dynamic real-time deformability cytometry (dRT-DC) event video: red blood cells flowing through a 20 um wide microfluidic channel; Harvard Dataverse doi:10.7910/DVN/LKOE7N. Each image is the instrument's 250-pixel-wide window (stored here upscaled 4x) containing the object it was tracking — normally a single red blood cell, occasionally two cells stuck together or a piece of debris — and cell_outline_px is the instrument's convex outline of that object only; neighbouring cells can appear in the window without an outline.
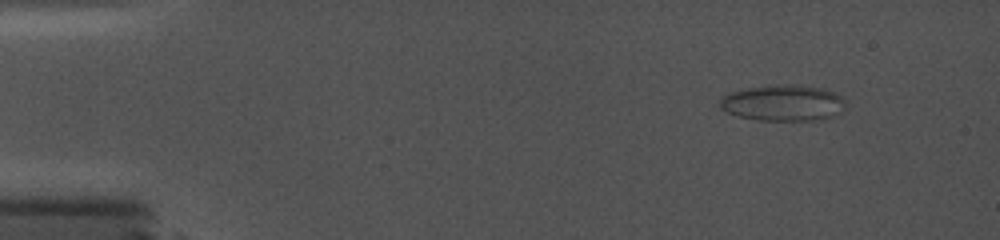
{"species": "common noctule bat (a hibernating species)", "species_latin": "Nyctalus noctula", "temperature_condition": "cold", "stored_images_in_passage": 36, "camera_frame_rate_fps": 5000, "um_per_image_px": 0.085, "animal": {"sex": "female", "body_mass_g": 19.0, "forearm_length_mm": 56.7}, "frame": {"image": 1, "passage_image": 1, "time_ms": 0.0, "image_size_px": [1000, 240], "cell_outline_px": [[844, 104], [840, 112], [832, 116], [812, 120], [756, 120], [740, 116], [728, 112], [720, 108], [720, 100], [724, 96], [732, 92], [748, 88], [776, 84], [796, 84], [820, 88], [836, 92], [844, 96]], "centroid_in_image_um": [66.58, 8.73], "position_along_channel_um": 18.4, "area_um2": 26.24}}
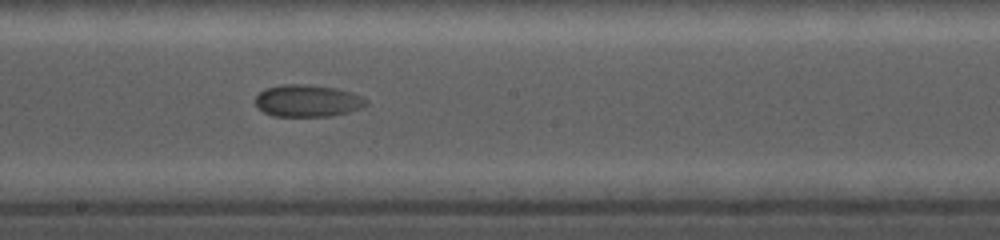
{"frame": {"image": 2, "passage_image": 17, "time_ms": 8.6, "image_size_px": [1000, 240], "cell_outline_px": [[368, 104], [364, 108], [348, 112], [328, 116], [272, 116], [256, 108], [256, 96], [264, 88], [284, 84], [308, 84], [336, 88], [352, 92], [364, 96], [368, 100]], "centroid_in_image_um": [26.17, 8.56], "position_along_channel_um": 222.0, "area_um2": 21.04}}
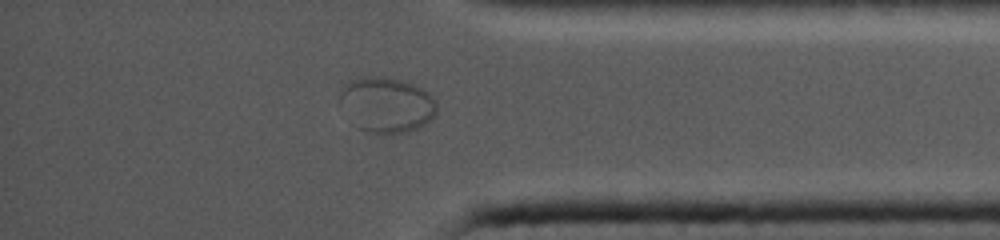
{"frame": {"image": 3, "passage_image": 32, "time_ms": 13.6, "image_size_px": [1000, 240], "cell_outline_px": [[436, 112], [432, 120], [416, 128], [404, 132], [368, 132], [360, 128], [340, 96], [340, 92], [344, 84], [360, 76], [376, 76], [404, 80], [428, 92], [436, 100]], "centroid_in_image_um": [32.95, 8.85], "position_along_channel_um": 402.3, "area_um2": 30.17}}